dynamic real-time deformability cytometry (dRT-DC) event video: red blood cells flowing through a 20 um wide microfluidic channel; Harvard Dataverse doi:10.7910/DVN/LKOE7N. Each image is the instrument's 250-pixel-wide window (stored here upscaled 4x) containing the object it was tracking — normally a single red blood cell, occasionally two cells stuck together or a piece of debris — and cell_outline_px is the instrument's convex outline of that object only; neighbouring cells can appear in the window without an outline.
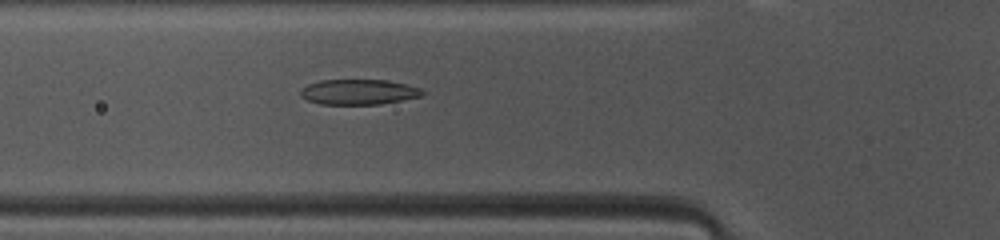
{"species": "common noctule bat (a hibernating species)", "species_latin": "Nyctalus noctula", "temperature_condition": "warm", "stored_images_in_passage": 41, "camera_frame_rate_fps": 3000, "um_per_image_px": 0.085, "animal": {"sex": "female", "body_mass_g": 10.0, "forearm_length_mm": 53.1}, "frame": {"image": 1, "passage_image": 9, "time_ms": 2.667, "image_size_px": [1000, 240], "cell_outline_px": [[424, 96], [380, 104], [320, 104], [308, 100], [300, 96], [300, 92], [308, 84], [320, 80], [388, 80], [420, 88], [424, 92]], "centroid_in_image_um": [30.5, 7.82], "position_along_channel_um": 95.3, "area_um2": 17.86}}
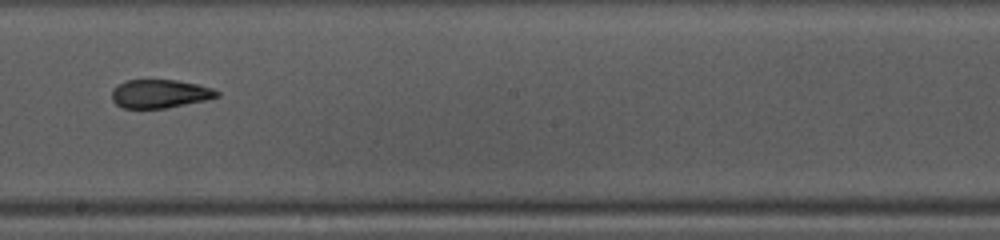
{"frame": {"image": 2, "passage_image": 19, "time_ms": 6.0, "image_size_px": [1000, 240], "cell_outline_px": [[220, 96], [208, 100], [164, 108], [120, 108], [112, 100], [112, 88], [128, 80], [176, 80], [196, 84], [212, 88], [220, 92]], "centroid_in_image_um": [13.6, 7.97], "position_along_channel_um": 234.6, "area_um2": 17.46}}
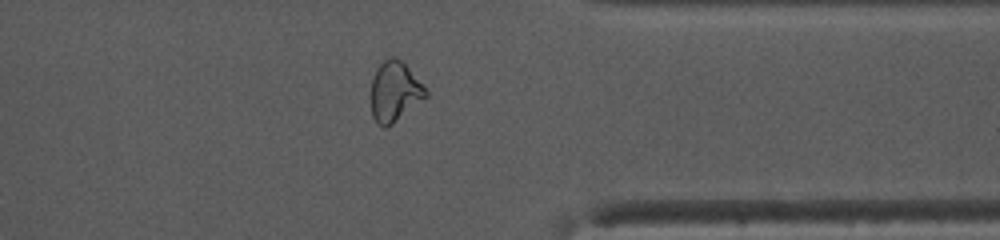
{"frame": {"image": 3, "passage_image": 30, "time_ms": 9.667, "image_size_px": [1000, 240], "cell_outline_px": [[428, 96], [392, 124], [384, 128], [372, 116], [372, 80], [376, 68], [384, 60], [392, 56], [400, 60], [408, 68], [428, 92]], "centroid_in_image_um": [33.54, 7.79], "position_along_channel_um": 377.9, "area_um2": 18.67}, "authors_computed_cell_mechanics": {"area_um2": 18.6694, "velocity_mm_per_s": 4.1516, "shape_relaxation_time_tau1_ms": null, "shape_relaxation_time_tau2_ms": 2.5464, "deformation_change_tau1": null, "deformation_change_tau2": 0.109}}